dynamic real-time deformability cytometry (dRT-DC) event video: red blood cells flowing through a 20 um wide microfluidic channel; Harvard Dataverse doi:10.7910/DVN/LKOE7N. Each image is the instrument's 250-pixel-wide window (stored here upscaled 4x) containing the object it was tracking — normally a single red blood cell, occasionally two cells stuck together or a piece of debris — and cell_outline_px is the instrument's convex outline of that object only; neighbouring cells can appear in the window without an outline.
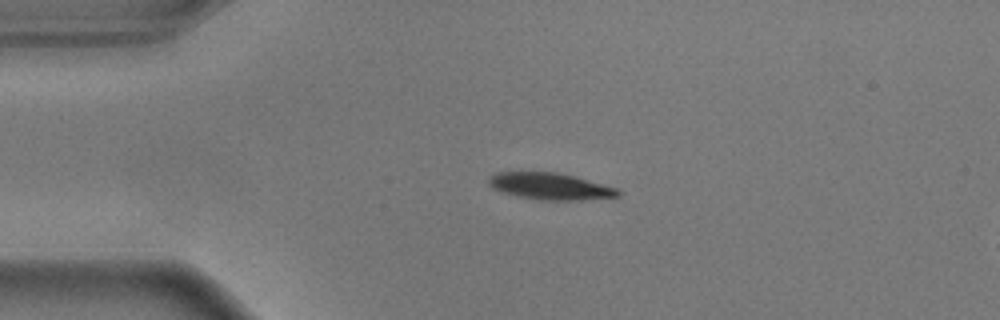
{"species": "common noctule bat (a hibernating species)", "species_latin": "Nyctalus noctula", "temperature_condition": "warm", "stored_images_in_passage": 44, "camera_frame_rate_fps": 3000, "um_per_image_px": 0.085, "animal": {"sex": "male", "body_mass_g": 17.9}, "frame": {"image": 1, "passage_image": 1, "time_ms": 0.0, "image_size_px": [1000, 320], "cell_outline_px": [[620, 196], [580, 200], [540, 200], [520, 196], [504, 192], [492, 188], [488, 184], [488, 176], [496, 172], [556, 172], [576, 176], [620, 188]], "centroid_in_image_um": [46.8, 15.82], "position_along_channel_um": 38.2, "area_um2": 20.29}}
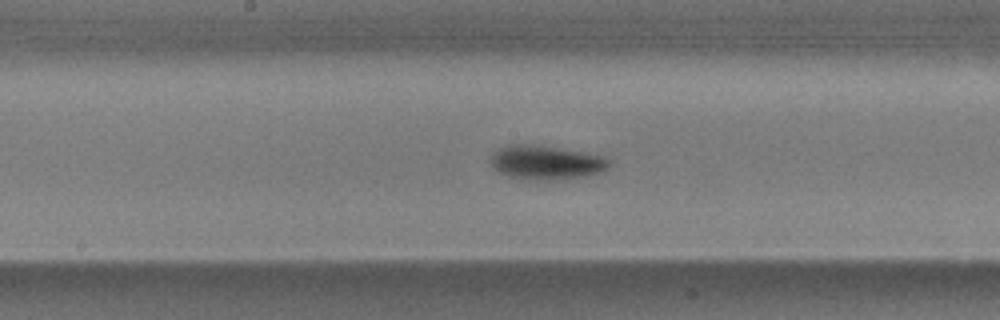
{"frame": {"image": 2, "passage_image": 17, "time_ms": 5.333, "image_size_px": [1000, 320], "cell_outline_px": [[612, 164], [608, 168], [600, 172], [588, 176], [548, 180], [520, 180], [496, 172], [492, 168], [492, 152], [508, 144], [532, 144], [584, 152], [604, 156], [612, 160]], "centroid_in_image_um": [46.41, 13.82], "position_along_channel_um": 201.8, "area_um2": 23.93}}
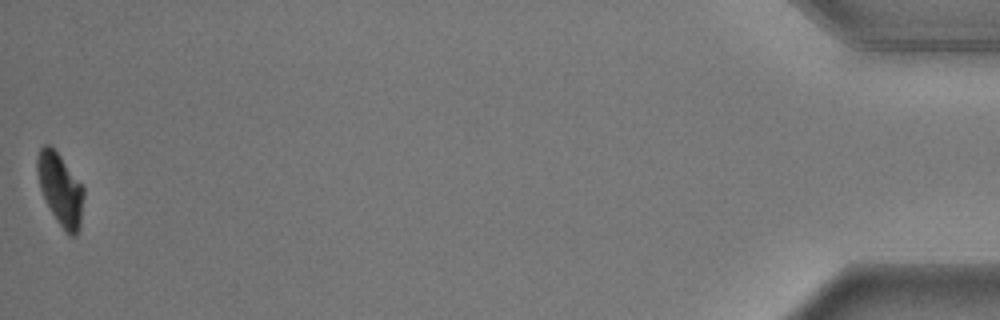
{"frame": {"image": 3, "passage_image": 44, "time_ms": 14.333, "image_size_px": [1000, 320], "cell_outline_px": [[84, 196], [80, 228], [76, 236], [72, 236], [56, 220], [40, 188], [36, 172], [36, 156], [40, 148], [44, 144], [48, 144], [60, 156], [84, 188]], "centroid_in_image_um": [5.12, 16.07], "position_along_channel_um": 430.1, "area_um2": 19.19}, "authors_computed_cell_mechanics": {"area_um2": 22.2819, "velocity_mm_per_s": 3.6079, "shape_relaxation_time_tau1_ms": 1.5146, "shape_relaxation_time_tau2_ms": 5.2503, "deformation_change_tau1": 0.1449, "deformation_change_tau2": 0.0663}}